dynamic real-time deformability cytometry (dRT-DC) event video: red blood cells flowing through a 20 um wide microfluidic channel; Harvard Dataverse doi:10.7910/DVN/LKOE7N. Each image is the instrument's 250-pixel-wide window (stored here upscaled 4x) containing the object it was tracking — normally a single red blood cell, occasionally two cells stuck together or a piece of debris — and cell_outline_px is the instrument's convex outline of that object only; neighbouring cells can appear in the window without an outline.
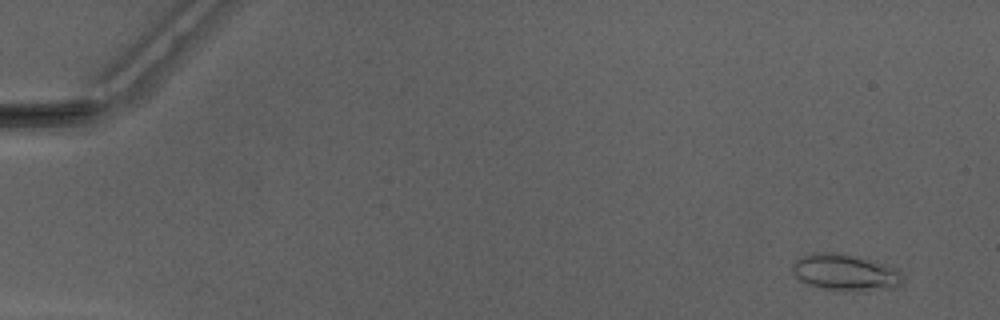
{"species": "Egyptian fruit bat (a non-hibernating species)", "species_latin": "Rousettus aegyptiacus", "temperature_condition": "warm", "stored_images_in_passage": 11, "camera_frame_rate_fps": 3000, "um_per_image_px": 0.085, "animal": {"sex": "male"}, "frame": {"image": 1, "passage_image": 2, "time_ms": 0.333, "image_size_px": [1000, 320], "cell_outline_px": [[904, 280], [896, 288], [864, 292], [852, 292], [824, 288], [808, 284], [800, 280], [792, 272], [792, 264], [800, 256], [816, 252], [844, 252], [888, 264], [900, 268]], "centroid_in_image_um": [71.93, 23.15], "position_along_channel_um": 13.1, "area_um2": 24.39}}